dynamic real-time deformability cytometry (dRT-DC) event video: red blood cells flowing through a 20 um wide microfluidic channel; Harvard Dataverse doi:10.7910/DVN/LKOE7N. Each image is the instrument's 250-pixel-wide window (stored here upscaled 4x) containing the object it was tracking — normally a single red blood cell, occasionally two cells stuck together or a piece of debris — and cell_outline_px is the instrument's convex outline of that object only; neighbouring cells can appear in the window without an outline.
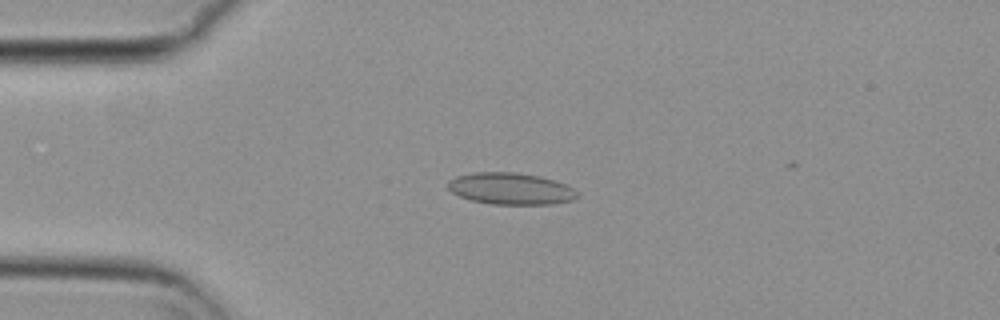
{"species": "common noctule bat (a hibernating species)", "species_latin": "Nyctalus noctula", "temperature_condition": "cold", "stored_images_in_passage": 17, "camera_frame_rate_fps": 3000, "um_per_image_px": 0.085, "animal": {"sex": "female", "body_mass_g": 29.2, "forearm_length_mm": 56.3}, "frame": {"image": 1, "passage_image": 14, "time_ms": 4.333, "image_size_px": [1000, 320], "cell_outline_px": [[580, 196], [572, 200], [552, 204], [492, 204], [472, 200], [460, 196], [452, 192], [448, 188], [448, 180], [456, 176], [472, 172], [516, 172], [540, 176], [568, 184]], "centroid_in_image_um": [43.42, 16.02], "position_along_channel_um": 41.6, "area_um2": 23.99}}